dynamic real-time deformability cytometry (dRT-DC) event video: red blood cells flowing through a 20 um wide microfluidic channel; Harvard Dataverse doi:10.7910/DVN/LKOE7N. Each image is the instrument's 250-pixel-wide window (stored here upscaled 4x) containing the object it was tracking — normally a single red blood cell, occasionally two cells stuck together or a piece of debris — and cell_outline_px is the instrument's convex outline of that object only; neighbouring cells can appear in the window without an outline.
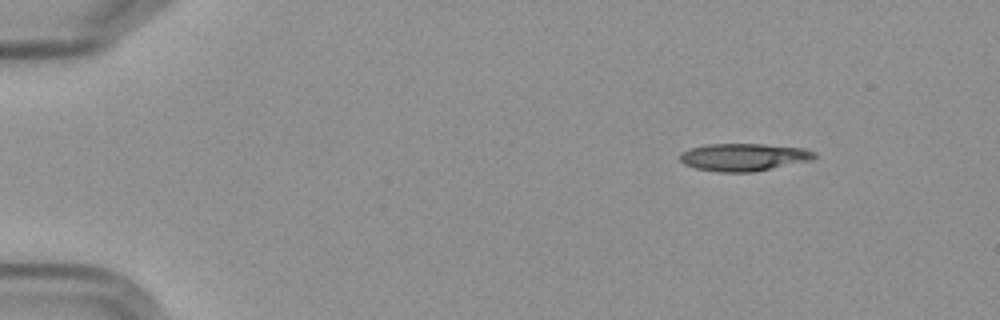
{"species": "Egyptian fruit bat (a non-hibernating species)", "species_latin": "Rousettus aegyptiacus", "temperature_condition": "cold", "stored_images_in_passage": 5, "camera_frame_rate_fps": 3000, "um_per_image_px": 0.085, "frame": {"image": 1, "passage_image": 3, "time_ms": 2.333, "image_size_px": [1000, 320], "cell_outline_px": [[816, 156], [812, 160], [752, 172], [720, 172], [696, 168], [684, 164], [680, 160], [680, 152], [688, 148], [708, 144], [764, 144], [804, 148], [816, 152]], "centroid_in_image_um": [63.2, 13.35], "position_along_channel_um": 21.8, "area_um2": 21.62}}